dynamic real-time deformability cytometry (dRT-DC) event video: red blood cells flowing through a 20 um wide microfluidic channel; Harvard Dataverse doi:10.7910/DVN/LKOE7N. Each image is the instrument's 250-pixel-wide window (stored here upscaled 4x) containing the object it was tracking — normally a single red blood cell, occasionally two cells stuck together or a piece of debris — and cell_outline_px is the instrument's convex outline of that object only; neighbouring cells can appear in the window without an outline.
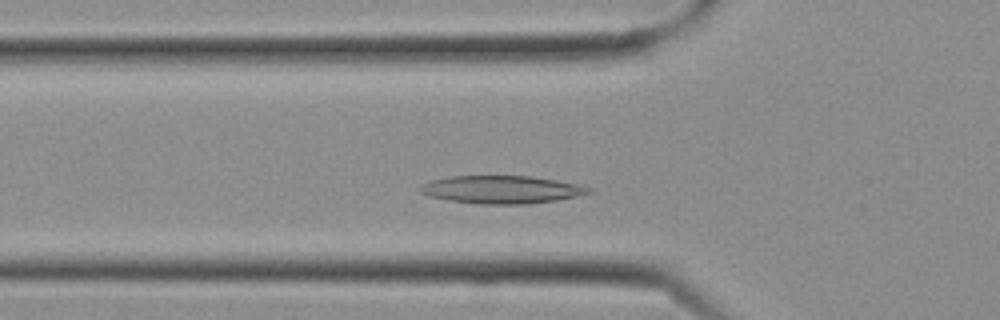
{"species": "Egyptian fruit bat (a non-hibernating species)", "species_latin": "Rousettus aegyptiacus", "temperature_condition": "cold", "stored_images_in_passage": 10, "camera_frame_rate_fps": 3000, "um_per_image_px": 0.085, "frame": {"image": 1, "passage_image": 6, "time_ms": 1.667, "image_size_px": [1000, 320], "cell_outline_px": [[592, 192], [576, 196], [556, 200], [524, 204], [480, 204], [448, 200], [428, 196], [420, 192], [420, 184], [432, 180], [448, 176], [532, 176], [580, 184], [592, 188]], "centroid_in_image_um": [42.62, 16.11], "position_along_channel_um": 83.2, "area_um2": 27.4}}
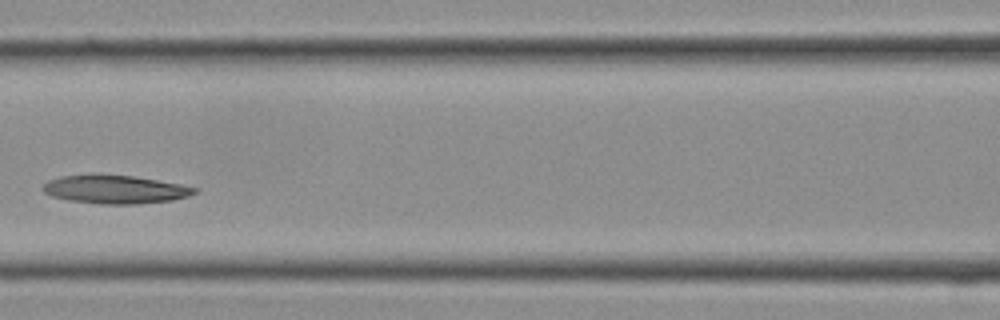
{"frame": {"image": 2, "passage_image": 9, "time_ms": 2.667, "image_size_px": [1000, 320], "cell_outline_px": [[200, 192], [188, 196], [172, 200], [136, 204], [100, 204], [68, 200], [52, 196], [44, 192], [40, 188], [48, 180], [60, 176], [92, 172], [96, 172], [132, 176], [180, 184], [200, 188]], "centroid_in_image_um": [9.75, 16.07], "position_along_channel_um": 156.8, "area_um2": 25.78}}